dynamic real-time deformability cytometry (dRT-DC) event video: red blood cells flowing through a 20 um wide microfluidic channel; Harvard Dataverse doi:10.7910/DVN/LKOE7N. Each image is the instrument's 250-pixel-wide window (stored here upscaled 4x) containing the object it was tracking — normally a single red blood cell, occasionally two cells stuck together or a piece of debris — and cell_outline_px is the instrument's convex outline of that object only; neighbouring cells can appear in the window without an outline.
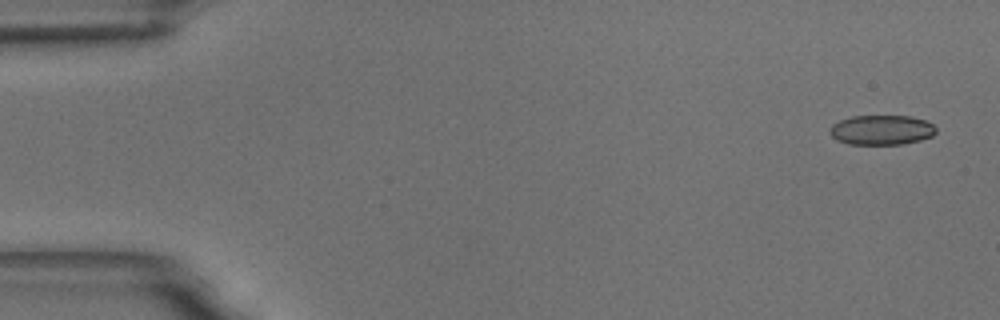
{"species": "common noctule bat (a hibernating species)", "species_latin": "Nyctalus noctula", "temperature_condition": "room temperature", "stored_images_in_passage": 5, "camera_frame_rate_fps": 3000, "um_per_image_px": 0.085, "animal": {"sex": "male", "body_mass_g": 18.8}, "frame": {"image": 1, "passage_image": 1, "time_ms": 0.0, "image_size_px": [1000, 320], "cell_outline_px": [[936, 132], [932, 136], [920, 140], [900, 144], [848, 144], [836, 140], [828, 132], [832, 124], [840, 120], [852, 116], [912, 116], [924, 120], [932, 124], [936, 128]], "centroid_in_image_um": [74.91, 11.04], "position_along_channel_um": 10.1, "area_um2": 18.44}}
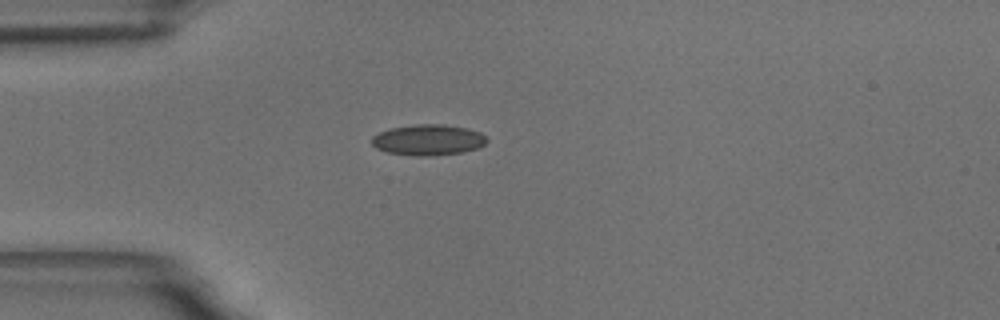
{"frame": {"image": 2, "passage_image": 5, "time_ms": 4.333, "image_size_px": [1000, 320], "cell_outline_px": [[488, 140], [484, 144], [476, 148], [460, 152], [432, 156], [416, 156], [388, 152], [376, 148], [372, 144], [372, 136], [380, 132], [392, 128], [416, 124], [444, 124], [464, 128], [480, 132], [488, 136]], "centroid_in_image_um": [36.4, 11.89], "position_along_channel_um": 48.6, "area_um2": 20.52}}